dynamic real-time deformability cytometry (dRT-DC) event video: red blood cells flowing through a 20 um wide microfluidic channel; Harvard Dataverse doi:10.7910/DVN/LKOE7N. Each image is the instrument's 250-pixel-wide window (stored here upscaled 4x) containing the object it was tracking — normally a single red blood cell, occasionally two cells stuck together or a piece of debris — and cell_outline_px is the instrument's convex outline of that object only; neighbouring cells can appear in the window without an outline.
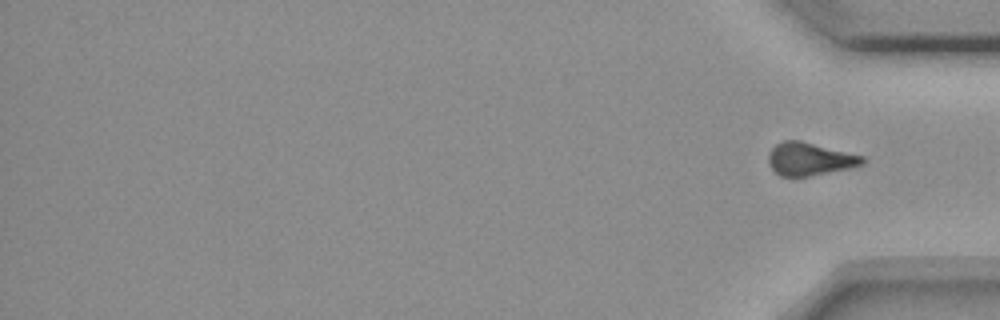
{"species": "common noctule bat (a hibernating species)", "species_latin": "Nyctalus noctula", "temperature_condition": "room temperature", "stored_images_in_passage": 13, "segment_of_instrument_passage": [2, 2], "camera_frame_rate_fps": 3000, "um_per_image_px": 0.085, "animal": {"sex": "female", "body_mass_g": 18.4}, "frame": {"image": 1, "passage_image": 13, "time_ms": 4.0, "image_size_px": [1000, 320], "cell_outline_px": [[868, 160], [864, 164], [852, 168], [808, 176], [780, 176], [768, 164], [768, 152], [776, 144], [784, 140], [800, 140], [864, 156]], "centroid_in_image_um": [68.85, 13.51], "position_along_channel_um": 366.4, "area_um2": 18.15}}